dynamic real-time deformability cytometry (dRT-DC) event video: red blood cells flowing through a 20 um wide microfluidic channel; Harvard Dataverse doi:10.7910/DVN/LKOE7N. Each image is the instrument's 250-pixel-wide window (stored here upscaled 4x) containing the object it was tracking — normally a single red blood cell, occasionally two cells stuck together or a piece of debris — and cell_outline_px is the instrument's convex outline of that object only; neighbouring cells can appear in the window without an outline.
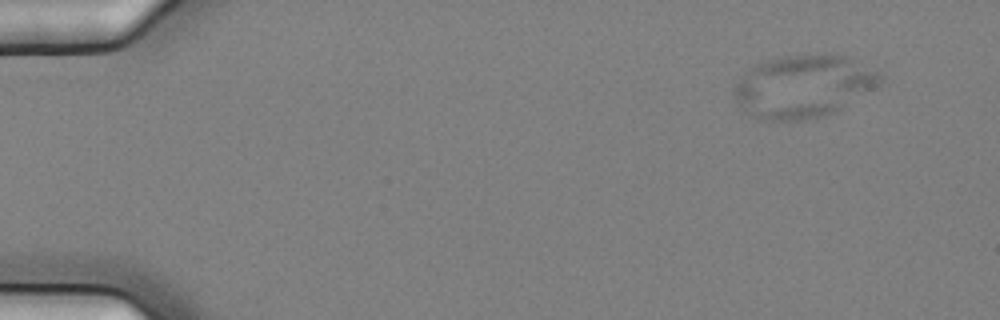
{"species": "common noctule bat (a hibernating species)", "species_latin": "Nyctalus noctula", "temperature_condition": "cold", "stored_images_in_passage": 6, "camera_frame_rate_fps": 3000, "um_per_image_px": 0.085, "animal": {"sex": "female", "body_mass_g": 25.1}, "frame": {"image": 1, "passage_image": 1, "time_ms": 0.0, "image_size_px": [1000, 320], "cell_outline_px": [[884, 76], [880, 84], [840, 108], [824, 116], [804, 120], [768, 120], [756, 116], [748, 112], [736, 100], [732, 92], [736, 84], [744, 72], [756, 64], [764, 60], [784, 56], [820, 52], [848, 56], [880, 72]], "centroid_in_image_um": [68.31, 7.29], "position_along_channel_um": 16.7, "area_um2": 53.23}}
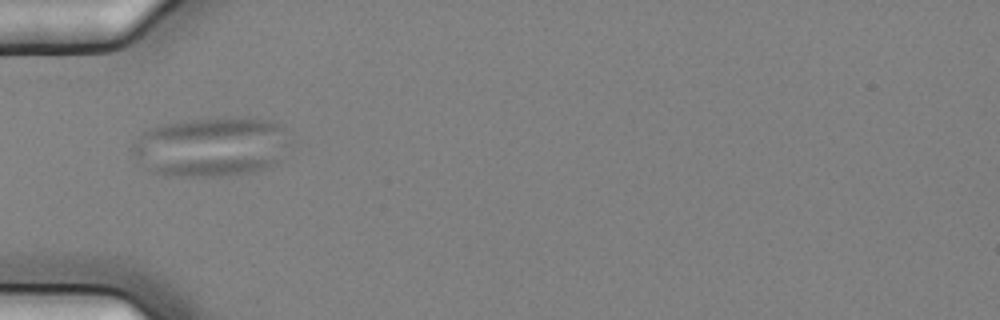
{"frame": {"image": 2, "passage_image": 5, "time_ms": 1.333, "image_size_px": [1000, 320], "cell_outline_px": [[280, 160], [276, 164], [268, 168], [252, 172], [224, 176], [164, 176], [152, 172], [136, 164], [132, 156], [132, 144], [144, 132], [152, 128], [164, 124], [192, 120], [244, 116], [248, 116], [268, 120], [280, 124]], "centroid_in_image_um": [17.8, 12.5], "position_along_channel_um": 67.2, "area_um2": 54.16}}
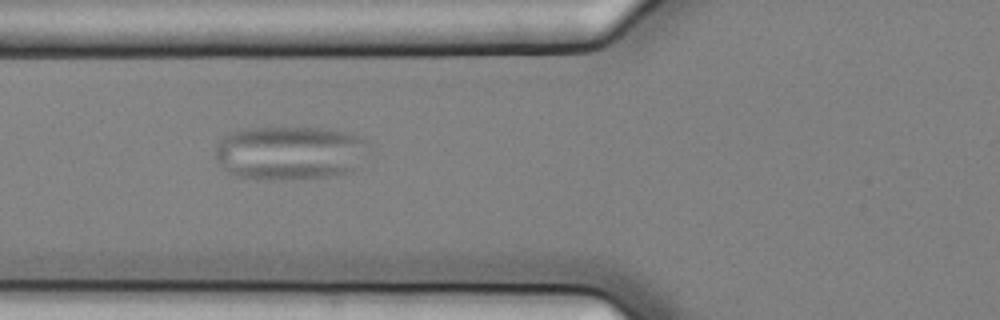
{"frame": {"image": 3, "passage_image": 6, "time_ms": 1.667, "image_size_px": [1000, 320], "cell_outline_px": [[364, 140], [356, 168], [352, 172], [328, 176], [284, 180], [256, 180], [236, 176], [228, 172], [216, 160], [216, 144], [228, 132], [240, 128], [332, 128], [348, 132]], "centroid_in_image_um": [24.51, 13.0], "position_along_channel_um": 101.3, "area_um2": 48.09}}